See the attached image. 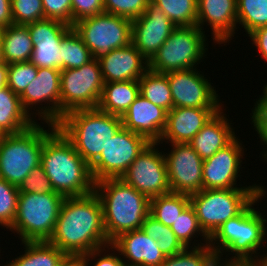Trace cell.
Returning a JSON list of instances; mask_svg holds the SVG:
<instances>
[{"label":"cell","instance_id":"52a82bcc","mask_svg":"<svg viewBox=\"0 0 267 266\" xmlns=\"http://www.w3.org/2000/svg\"><path fill=\"white\" fill-rule=\"evenodd\" d=\"M263 186L233 189H202L190 195V205L203 232L210 238L224 222L239 215L261 192Z\"/></svg>","mask_w":267,"mask_h":266},{"label":"cell","instance_id":"cb8c5ba5","mask_svg":"<svg viewBox=\"0 0 267 266\" xmlns=\"http://www.w3.org/2000/svg\"><path fill=\"white\" fill-rule=\"evenodd\" d=\"M109 246L110 249L117 250L119 255L128 258L129 260L124 263L129 265L160 266L166 259L157 241L149 237L141 228L120 234Z\"/></svg>","mask_w":267,"mask_h":266},{"label":"cell","instance_id":"681fc988","mask_svg":"<svg viewBox=\"0 0 267 266\" xmlns=\"http://www.w3.org/2000/svg\"><path fill=\"white\" fill-rule=\"evenodd\" d=\"M88 261L83 256H67L60 266H88Z\"/></svg>","mask_w":267,"mask_h":266},{"label":"cell","instance_id":"e0dca14e","mask_svg":"<svg viewBox=\"0 0 267 266\" xmlns=\"http://www.w3.org/2000/svg\"><path fill=\"white\" fill-rule=\"evenodd\" d=\"M60 89L61 70L53 68H38L35 79L26 87L20 96L23 109L29 114L30 108L38 103H46L47 106L38 109L36 115L47 124H57L60 121ZM51 105V106H50ZM29 107V108H28ZM29 109V110H28Z\"/></svg>","mask_w":267,"mask_h":266},{"label":"cell","instance_id":"8fae6325","mask_svg":"<svg viewBox=\"0 0 267 266\" xmlns=\"http://www.w3.org/2000/svg\"><path fill=\"white\" fill-rule=\"evenodd\" d=\"M72 28L94 58L131 44L132 21L117 15L104 12L86 17L74 23Z\"/></svg>","mask_w":267,"mask_h":266},{"label":"cell","instance_id":"db71d44e","mask_svg":"<svg viewBox=\"0 0 267 266\" xmlns=\"http://www.w3.org/2000/svg\"><path fill=\"white\" fill-rule=\"evenodd\" d=\"M232 266H261L258 263H253V264H240V263H234Z\"/></svg>","mask_w":267,"mask_h":266},{"label":"cell","instance_id":"d6a6232c","mask_svg":"<svg viewBox=\"0 0 267 266\" xmlns=\"http://www.w3.org/2000/svg\"><path fill=\"white\" fill-rule=\"evenodd\" d=\"M60 50L61 59H63V70L80 68L94 58L82 38L73 28L63 37Z\"/></svg>","mask_w":267,"mask_h":266},{"label":"cell","instance_id":"bcb514c9","mask_svg":"<svg viewBox=\"0 0 267 266\" xmlns=\"http://www.w3.org/2000/svg\"><path fill=\"white\" fill-rule=\"evenodd\" d=\"M105 248L106 247H104V249L99 248L96 250H92L88 254L83 255V257L88 262L90 261V258H92L93 260V258H96L97 256L100 257L97 259L94 266H122V264L124 263V260H122L121 257H119L118 255L116 256L115 254L113 255L112 253L109 255L108 254L103 255L102 257L100 256L101 253L106 250Z\"/></svg>","mask_w":267,"mask_h":266},{"label":"cell","instance_id":"9c48e42d","mask_svg":"<svg viewBox=\"0 0 267 266\" xmlns=\"http://www.w3.org/2000/svg\"><path fill=\"white\" fill-rule=\"evenodd\" d=\"M204 33L197 25L176 27L148 61V69L166 74L196 68L207 50Z\"/></svg>","mask_w":267,"mask_h":266},{"label":"cell","instance_id":"8d00e7d4","mask_svg":"<svg viewBox=\"0 0 267 266\" xmlns=\"http://www.w3.org/2000/svg\"><path fill=\"white\" fill-rule=\"evenodd\" d=\"M171 230L179 239V241L185 246L188 247L191 245V238L196 234H202L206 244H209V237L203 232L200 228L197 215L193 207L189 204L180 216L176 219L175 223L171 226Z\"/></svg>","mask_w":267,"mask_h":266},{"label":"cell","instance_id":"f5cc1de1","mask_svg":"<svg viewBox=\"0 0 267 266\" xmlns=\"http://www.w3.org/2000/svg\"><path fill=\"white\" fill-rule=\"evenodd\" d=\"M5 64V59L3 56V47H2V33L0 29V66Z\"/></svg>","mask_w":267,"mask_h":266},{"label":"cell","instance_id":"4fadbf2b","mask_svg":"<svg viewBox=\"0 0 267 266\" xmlns=\"http://www.w3.org/2000/svg\"><path fill=\"white\" fill-rule=\"evenodd\" d=\"M155 145L150 142L120 178L148 199L171 192L164 153Z\"/></svg>","mask_w":267,"mask_h":266},{"label":"cell","instance_id":"60d3db41","mask_svg":"<svg viewBox=\"0 0 267 266\" xmlns=\"http://www.w3.org/2000/svg\"><path fill=\"white\" fill-rule=\"evenodd\" d=\"M104 12L127 18L131 21L140 17L148 6V0H103Z\"/></svg>","mask_w":267,"mask_h":266},{"label":"cell","instance_id":"74e56055","mask_svg":"<svg viewBox=\"0 0 267 266\" xmlns=\"http://www.w3.org/2000/svg\"><path fill=\"white\" fill-rule=\"evenodd\" d=\"M37 73L38 68L30 61L7 64V87L21 96Z\"/></svg>","mask_w":267,"mask_h":266},{"label":"cell","instance_id":"5b68a950","mask_svg":"<svg viewBox=\"0 0 267 266\" xmlns=\"http://www.w3.org/2000/svg\"><path fill=\"white\" fill-rule=\"evenodd\" d=\"M56 126L91 166L123 125L120 116L87 108L66 113Z\"/></svg>","mask_w":267,"mask_h":266},{"label":"cell","instance_id":"d590c367","mask_svg":"<svg viewBox=\"0 0 267 266\" xmlns=\"http://www.w3.org/2000/svg\"><path fill=\"white\" fill-rule=\"evenodd\" d=\"M194 247L188 251L186 247L182 252L167 256L160 266H209L217 257L209 244Z\"/></svg>","mask_w":267,"mask_h":266},{"label":"cell","instance_id":"f35d334b","mask_svg":"<svg viewBox=\"0 0 267 266\" xmlns=\"http://www.w3.org/2000/svg\"><path fill=\"white\" fill-rule=\"evenodd\" d=\"M18 187L0 178V225L10 229L17 212Z\"/></svg>","mask_w":267,"mask_h":266},{"label":"cell","instance_id":"d6986e66","mask_svg":"<svg viewBox=\"0 0 267 266\" xmlns=\"http://www.w3.org/2000/svg\"><path fill=\"white\" fill-rule=\"evenodd\" d=\"M238 138L203 162V189H233L239 177L244 149ZM243 149V150H242ZM235 186V187H234Z\"/></svg>","mask_w":267,"mask_h":266},{"label":"cell","instance_id":"7c38bea8","mask_svg":"<svg viewBox=\"0 0 267 266\" xmlns=\"http://www.w3.org/2000/svg\"><path fill=\"white\" fill-rule=\"evenodd\" d=\"M149 143L142 135L122 126L91 165L94 181L121 178Z\"/></svg>","mask_w":267,"mask_h":266},{"label":"cell","instance_id":"8992f818","mask_svg":"<svg viewBox=\"0 0 267 266\" xmlns=\"http://www.w3.org/2000/svg\"><path fill=\"white\" fill-rule=\"evenodd\" d=\"M34 123L30 128L0 139V178L17 187L41 162L44 140L57 128L49 123L52 130H44Z\"/></svg>","mask_w":267,"mask_h":266},{"label":"cell","instance_id":"f546056e","mask_svg":"<svg viewBox=\"0 0 267 266\" xmlns=\"http://www.w3.org/2000/svg\"><path fill=\"white\" fill-rule=\"evenodd\" d=\"M138 81L142 97L167 111L173 108L167 74L148 69Z\"/></svg>","mask_w":267,"mask_h":266},{"label":"cell","instance_id":"44dd1931","mask_svg":"<svg viewBox=\"0 0 267 266\" xmlns=\"http://www.w3.org/2000/svg\"><path fill=\"white\" fill-rule=\"evenodd\" d=\"M168 111L139 95L122 118L126 129L142 135L149 142H160Z\"/></svg>","mask_w":267,"mask_h":266},{"label":"cell","instance_id":"9a60e30c","mask_svg":"<svg viewBox=\"0 0 267 266\" xmlns=\"http://www.w3.org/2000/svg\"><path fill=\"white\" fill-rule=\"evenodd\" d=\"M196 70L191 68L166 73L173 107L222 109L216 90Z\"/></svg>","mask_w":267,"mask_h":266},{"label":"cell","instance_id":"ffe728a7","mask_svg":"<svg viewBox=\"0 0 267 266\" xmlns=\"http://www.w3.org/2000/svg\"><path fill=\"white\" fill-rule=\"evenodd\" d=\"M97 59L104 83L139 80L148 70L147 59L132 43L104 53Z\"/></svg>","mask_w":267,"mask_h":266},{"label":"cell","instance_id":"5bb4252c","mask_svg":"<svg viewBox=\"0 0 267 266\" xmlns=\"http://www.w3.org/2000/svg\"><path fill=\"white\" fill-rule=\"evenodd\" d=\"M165 155L171 192L192 195L203 189V162L189 143H172Z\"/></svg>","mask_w":267,"mask_h":266},{"label":"cell","instance_id":"2e32d148","mask_svg":"<svg viewBox=\"0 0 267 266\" xmlns=\"http://www.w3.org/2000/svg\"><path fill=\"white\" fill-rule=\"evenodd\" d=\"M33 43L30 62L37 68L63 70L61 42L72 26L59 20L44 18L26 25Z\"/></svg>","mask_w":267,"mask_h":266},{"label":"cell","instance_id":"ee69618b","mask_svg":"<svg viewBox=\"0 0 267 266\" xmlns=\"http://www.w3.org/2000/svg\"><path fill=\"white\" fill-rule=\"evenodd\" d=\"M72 26L77 21L104 13L103 0H72Z\"/></svg>","mask_w":267,"mask_h":266},{"label":"cell","instance_id":"277c9868","mask_svg":"<svg viewBox=\"0 0 267 266\" xmlns=\"http://www.w3.org/2000/svg\"><path fill=\"white\" fill-rule=\"evenodd\" d=\"M264 193L266 194L263 187V191L239 215L224 222L209 238L210 248L217 258H221L222 253L226 250L232 252L233 255L235 253V256L228 259L231 263H261L263 258H256L257 255L253 257V254H258L256 253L258 248L263 247V241H266L267 227L265 224L267 220L253 208V205L265 195ZM215 242L220 246L215 245Z\"/></svg>","mask_w":267,"mask_h":266},{"label":"cell","instance_id":"e575fe53","mask_svg":"<svg viewBox=\"0 0 267 266\" xmlns=\"http://www.w3.org/2000/svg\"><path fill=\"white\" fill-rule=\"evenodd\" d=\"M248 35L255 29L267 26V0H237V23Z\"/></svg>","mask_w":267,"mask_h":266},{"label":"cell","instance_id":"7bdbcfd3","mask_svg":"<svg viewBox=\"0 0 267 266\" xmlns=\"http://www.w3.org/2000/svg\"><path fill=\"white\" fill-rule=\"evenodd\" d=\"M72 0H42L45 18L55 19L72 26Z\"/></svg>","mask_w":267,"mask_h":266},{"label":"cell","instance_id":"816d5d0a","mask_svg":"<svg viewBox=\"0 0 267 266\" xmlns=\"http://www.w3.org/2000/svg\"><path fill=\"white\" fill-rule=\"evenodd\" d=\"M224 262L221 263V258H216L209 266H232L234 264L227 261V258Z\"/></svg>","mask_w":267,"mask_h":266},{"label":"cell","instance_id":"ac0fdd59","mask_svg":"<svg viewBox=\"0 0 267 266\" xmlns=\"http://www.w3.org/2000/svg\"><path fill=\"white\" fill-rule=\"evenodd\" d=\"M176 26L152 1L145 12L132 21L131 43L149 61Z\"/></svg>","mask_w":267,"mask_h":266},{"label":"cell","instance_id":"f1b7e54d","mask_svg":"<svg viewBox=\"0 0 267 266\" xmlns=\"http://www.w3.org/2000/svg\"><path fill=\"white\" fill-rule=\"evenodd\" d=\"M25 253L4 266H60L67 255L47 241L22 242Z\"/></svg>","mask_w":267,"mask_h":266},{"label":"cell","instance_id":"11a10c76","mask_svg":"<svg viewBox=\"0 0 267 266\" xmlns=\"http://www.w3.org/2000/svg\"><path fill=\"white\" fill-rule=\"evenodd\" d=\"M262 257H263V260L261 261L260 265L261 266H267V253L265 256L263 255Z\"/></svg>","mask_w":267,"mask_h":266},{"label":"cell","instance_id":"7a4b0ae2","mask_svg":"<svg viewBox=\"0 0 267 266\" xmlns=\"http://www.w3.org/2000/svg\"><path fill=\"white\" fill-rule=\"evenodd\" d=\"M40 164L54 191L64 197L83 196L95 190L91 166L58 128L44 140Z\"/></svg>","mask_w":267,"mask_h":266},{"label":"cell","instance_id":"83f0119b","mask_svg":"<svg viewBox=\"0 0 267 266\" xmlns=\"http://www.w3.org/2000/svg\"><path fill=\"white\" fill-rule=\"evenodd\" d=\"M1 33L6 64L30 61L33 43L26 25L12 24L1 29Z\"/></svg>","mask_w":267,"mask_h":266},{"label":"cell","instance_id":"7402d4cb","mask_svg":"<svg viewBox=\"0 0 267 266\" xmlns=\"http://www.w3.org/2000/svg\"><path fill=\"white\" fill-rule=\"evenodd\" d=\"M197 23L201 29L205 22L211 26L213 40L219 44L234 37L237 24V0H197Z\"/></svg>","mask_w":267,"mask_h":266},{"label":"cell","instance_id":"484cf974","mask_svg":"<svg viewBox=\"0 0 267 266\" xmlns=\"http://www.w3.org/2000/svg\"><path fill=\"white\" fill-rule=\"evenodd\" d=\"M31 114L23 109L20 96L7 86L0 89V133L2 135L17 134L30 128L36 123Z\"/></svg>","mask_w":267,"mask_h":266},{"label":"cell","instance_id":"30bf717a","mask_svg":"<svg viewBox=\"0 0 267 266\" xmlns=\"http://www.w3.org/2000/svg\"><path fill=\"white\" fill-rule=\"evenodd\" d=\"M104 80L97 58L80 68L61 70L60 120L66 113L87 108H97Z\"/></svg>","mask_w":267,"mask_h":266},{"label":"cell","instance_id":"9f6ffc18","mask_svg":"<svg viewBox=\"0 0 267 266\" xmlns=\"http://www.w3.org/2000/svg\"><path fill=\"white\" fill-rule=\"evenodd\" d=\"M122 266H137V265H129V264L123 263Z\"/></svg>","mask_w":267,"mask_h":266},{"label":"cell","instance_id":"1f68e13d","mask_svg":"<svg viewBox=\"0 0 267 266\" xmlns=\"http://www.w3.org/2000/svg\"><path fill=\"white\" fill-rule=\"evenodd\" d=\"M141 229L154 241L167 257L182 252L186 247L179 241L171 227L157 221L150 214L145 218Z\"/></svg>","mask_w":267,"mask_h":266},{"label":"cell","instance_id":"4dcf8cb0","mask_svg":"<svg viewBox=\"0 0 267 266\" xmlns=\"http://www.w3.org/2000/svg\"><path fill=\"white\" fill-rule=\"evenodd\" d=\"M190 204V196L170 192L150 199V215L171 227L183 210Z\"/></svg>","mask_w":267,"mask_h":266},{"label":"cell","instance_id":"4316f807","mask_svg":"<svg viewBox=\"0 0 267 266\" xmlns=\"http://www.w3.org/2000/svg\"><path fill=\"white\" fill-rule=\"evenodd\" d=\"M139 95L138 80L104 83L97 108L122 117Z\"/></svg>","mask_w":267,"mask_h":266},{"label":"cell","instance_id":"c3c4849f","mask_svg":"<svg viewBox=\"0 0 267 266\" xmlns=\"http://www.w3.org/2000/svg\"><path fill=\"white\" fill-rule=\"evenodd\" d=\"M14 24L11 11V0H0V29Z\"/></svg>","mask_w":267,"mask_h":266},{"label":"cell","instance_id":"d4e9b609","mask_svg":"<svg viewBox=\"0 0 267 266\" xmlns=\"http://www.w3.org/2000/svg\"><path fill=\"white\" fill-rule=\"evenodd\" d=\"M220 109L203 128L192 138L189 144L203 159L212 157L219 149L224 148L234 138L235 133L229 121ZM223 114V115H222Z\"/></svg>","mask_w":267,"mask_h":266},{"label":"cell","instance_id":"7dc6e473","mask_svg":"<svg viewBox=\"0 0 267 266\" xmlns=\"http://www.w3.org/2000/svg\"><path fill=\"white\" fill-rule=\"evenodd\" d=\"M261 57L267 61V26L255 29L249 34Z\"/></svg>","mask_w":267,"mask_h":266},{"label":"cell","instance_id":"603a6c76","mask_svg":"<svg viewBox=\"0 0 267 266\" xmlns=\"http://www.w3.org/2000/svg\"><path fill=\"white\" fill-rule=\"evenodd\" d=\"M220 108L173 107L167 114L162 140L170 143H189Z\"/></svg>","mask_w":267,"mask_h":266},{"label":"cell","instance_id":"f907efd6","mask_svg":"<svg viewBox=\"0 0 267 266\" xmlns=\"http://www.w3.org/2000/svg\"><path fill=\"white\" fill-rule=\"evenodd\" d=\"M7 86V64L0 66V89Z\"/></svg>","mask_w":267,"mask_h":266},{"label":"cell","instance_id":"b9f144b4","mask_svg":"<svg viewBox=\"0 0 267 266\" xmlns=\"http://www.w3.org/2000/svg\"><path fill=\"white\" fill-rule=\"evenodd\" d=\"M20 193H57L54 191L49 178L41 164L33 168L30 174L18 187Z\"/></svg>","mask_w":267,"mask_h":266},{"label":"cell","instance_id":"3957f363","mask_svg":"<svg viewBox=\"0 0 267 266\" xmlns=\"http://www.w3.org/2000/svg\"><path fill=\"white\" fill-rule=\"evenodd\" d=\"M94 192L101 201L110 242L124 232L140 229L150 213V199L120 178L97 181Z\"/></svg>","mask_w":267,"mask_h":266},{"label":"cell","instance_id":"f6af8a7d","mask_svg":"<svg viewBox=\"0 0 267 266\" xmlns=\"http://www.w3.org/2000/svg\"><path fill=\"white\" fill-rule=\"evenodd\" d=\"M264 87V95L256 102L251 120L259 134L260 141L267 145V85Z\"/></svg>","mask_w":267,"mask_h":266},{"label":"cell","instance_id":"836d02e7","mask_svg":"<svg viewBox=\"0 0 267 266\" xmlns=\"http://www.w3.org/2000/svg\"><path fill=\"white\" fill-rule=\"evenodd\" d=\"M165 15L178 26H193L197 23V0H152Z\"/></svg>","mask_w":267,"mask_h":266},{"label":"cell","instance_id":"6da1fadb","mask_svg":"<svg viewBox=\"0 0 267 266\" xmlns=\"http://www.w3.org/2000/svg\"><path fill=\"white\" fill-rule=\"evenodd\" d=\"M67 256H83L92 250L108 247L102 205L95 192L65 197L54 232L47 241Z\"/></svg>","mask_w":267,"mask_h":266},{"label":"cell","instance_id":"ab89813d","mask_svg":"<svg viewBox=\"0 0 267 266\" xmlns=\"http://www.w3.org/2000/svg\"><path fill=\"white\" fill-rule=\"evenodd\" d=\"M13 23L27 25L45 18L42 0H11Z\"/></svg>","mask_w":267,"mask_h":266},{"label":"cell","instance_id":"ba28073f","mask_svg":"<svg viewBox=\"0 0 267 266\" xmlns=\"http://www.w3.org/2000/svg\"><path fill=\"white\" fill-rule=\"evenodd\" d=\"M64 196L59 193H20L10 230L22 242L48 241L54 232Z\"/></svg>","mask_w":267,"mask_h":266}]
</instances>
